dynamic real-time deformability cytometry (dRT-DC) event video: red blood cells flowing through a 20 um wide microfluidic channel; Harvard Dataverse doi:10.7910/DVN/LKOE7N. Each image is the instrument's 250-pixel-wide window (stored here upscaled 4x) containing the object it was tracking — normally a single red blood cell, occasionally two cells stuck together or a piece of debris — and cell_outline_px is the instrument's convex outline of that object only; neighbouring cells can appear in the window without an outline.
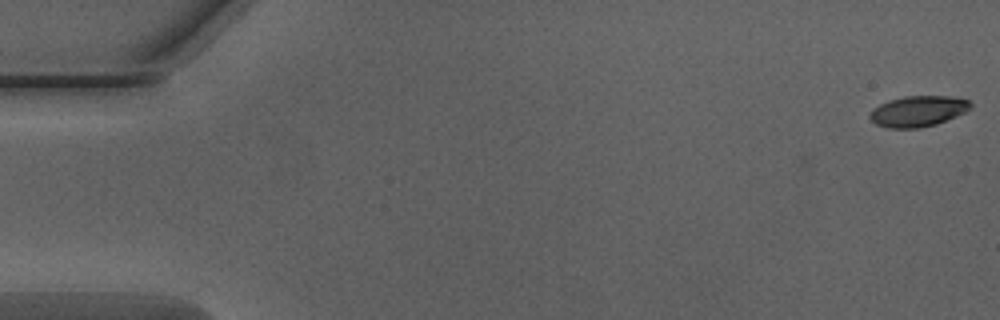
{"species": "Egyptian fruit bat (a non-hibernating species)", "species_latin": "Rousettus aegyptiacus", "temperature_condition": "warm", "stored_images_in_passage": 52, "camera_frame_rate_fps": 3000, "um_per_image_px": 0.085, "animal": {"sex": "male"}, "frame": {"image": 1, "passage_image": 1, "time_ms": 0.0, "image_size_px": [1000, 320], "cell_outline_px": [[972, 108], [956, 116], [936, 124], [920, 128], [888, 128], [876, 124], [868, 116], [872, 108], [888, 100], [904, 96], [952, 96], [968, 100], [972, 104]], "centroid_in_image_um": [78.02, 9.45], "position_along_channel_um": 7.0, "area_um2": 18.15}}
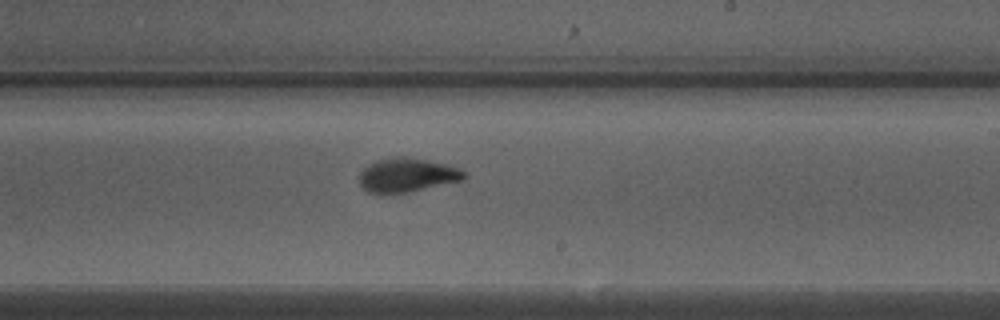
{"frame": {"image": 2, "passage_image": 31, "time_ms": 10.0, "image_size_px": [1000, 320], "cell_outline_px": [[468, 176], [464, 180], [408, 192], [380, 196], [368, 192], [360, 184], [360, 172], [368, 164], [376, 160], [396, 156], [400, 156], [448, 164], [460, 168]], "centroid_in_image_um": [34.59, 14.91], "position_along_channel_um": 254.4, "area_um2": 21.1}}
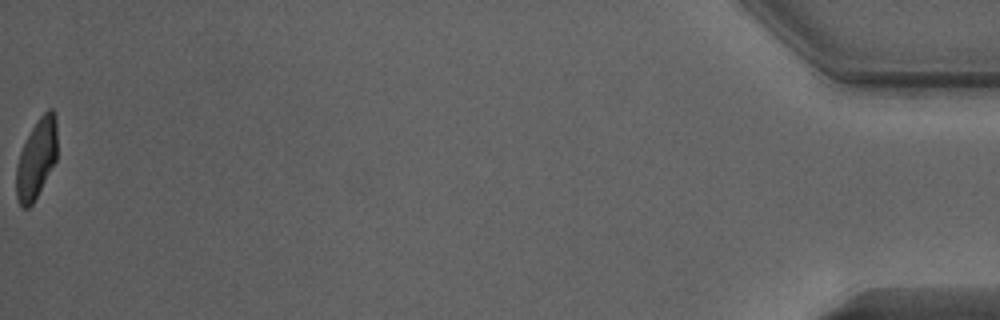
{"frame": {"image": 3, "passage_image": 52, "time_ms": 17.0, "image_size_px": [1000, 320], "cell_outline_px": [[56, 160], [32, 204], [28, 208], [20, 208], [16, 196], [16, 164], [20, 152], [32, 128], [40, 116], [48, 108], [52, 108], [56, 116]], "centroid_in_image_um": [3.08, 13.5], "position_along_channel_um": 432.1, "area_um2": 18.79}, "authors_computed_cell_mechanics": {"area_um2": 20.2011, "velocity_mm_per_s": 4.0279, "shape_relaxation_time_tau1_ms": 3.5347, "shape_relaxation_time_tau2_ms": 1.2005, "deformation_change_tau1": 0.2062, "deformation_change_tau2": 0.0647}}